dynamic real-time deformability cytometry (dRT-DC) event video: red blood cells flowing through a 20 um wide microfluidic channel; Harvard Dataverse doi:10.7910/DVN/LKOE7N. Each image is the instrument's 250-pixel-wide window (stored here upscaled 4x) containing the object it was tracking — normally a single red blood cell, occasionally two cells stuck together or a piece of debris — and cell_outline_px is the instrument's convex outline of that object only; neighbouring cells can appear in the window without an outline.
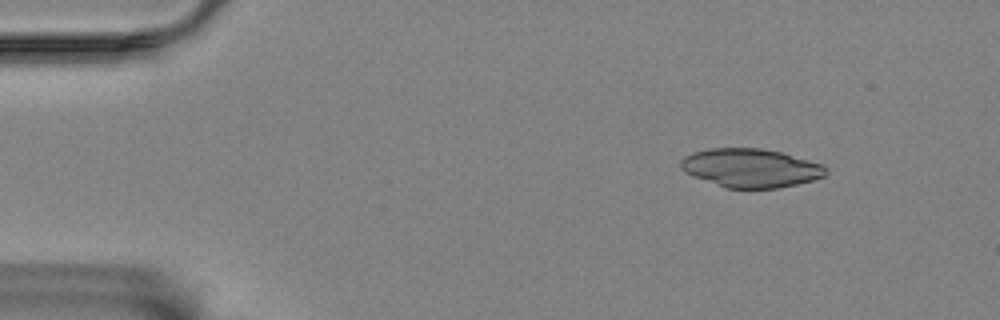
{"species": "Egyptian fruit bat (a non-hibernating species)", "species_latin": "Rousettus aegyptiacus", "temperature_condition": "room temperature", "stored_images_in_passage": 49, "camera_frame_rate_fps": 3000, "um_per_image_px": 0.085, "animal": {"sex": "female"}, "frame": {"image": 1, "passage_image": 1, "time_ms": 0.0, "image_size_px": [1000, 320], "cell_outline_px": [[828, 172], [824, 176], [812, 180], [796, 184], [776, 188], [728, 188], [684, 172], [680, 168], [680, 160], [684, 156], [692, 152], [712, 148], [760, 148], [780, 152], [824, 164], [828, 168]], "centroid_in_image_um": [63.82, 14.26], "position_along_channel_um": 21.2, "area_um2": 32.54}}